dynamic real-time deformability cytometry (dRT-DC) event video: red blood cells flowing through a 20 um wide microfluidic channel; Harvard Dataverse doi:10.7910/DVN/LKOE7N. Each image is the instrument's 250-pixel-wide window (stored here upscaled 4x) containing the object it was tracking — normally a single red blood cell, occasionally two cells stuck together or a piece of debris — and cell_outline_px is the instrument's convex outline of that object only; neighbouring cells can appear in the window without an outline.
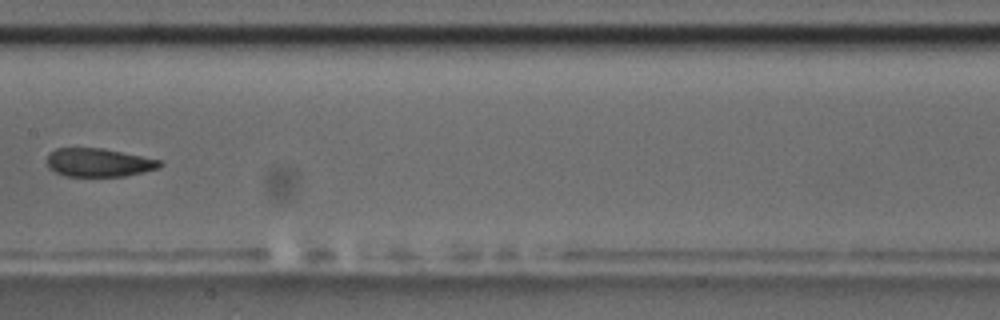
{"species": "common noctule bat (a hibernating species)", "species_latin": "Nyctalus noctula", "temperature_condition": "room temperature", "stored_images_in_passage": 9, "camera_frame_rate_fps": 3000, "um_per_image_px": 0.085, "animal": {"sex": "male", "body_mass_g": 17.5, "forearm_length_mm": 52.3}, "frame": {"image": 1, "passage_image": 8, "time_ms": 9.0, "image_size_px": [1000, 320], "cell_outline_px": [[164, 164], [160, 168], [144, 172], [124, 176], [64, 176], [48, 168], [48, 152], [56, 148], [104, 148], [160, 160]], "centroid_in_image_um": [8.4, 13.81], "position_along_channel_um": 199.0, "area_um2": 18.79}}
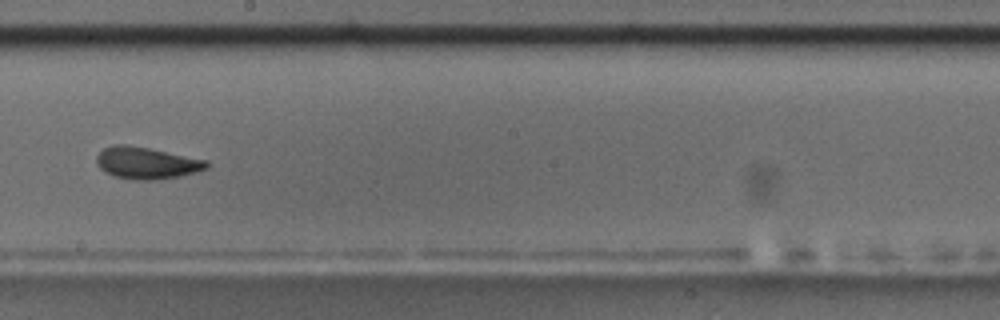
{"frame": {"image": 2, "passage_image": 9, "time_ms": 10.0, "image_size_px": [1000, 320], "cell_outline_px": [[208, 168], [196, 172], [180, 176], [156, 180], [136, 180], [116, 176], [104, 172], [96, 164], [96, 156], [104, 148], [112, 144], [128, 144], [208, 160]], "centroid_in_image_um": [12.44, 13.85], "position_along_channel_um": 235.8, "area_um2": 20.52}}